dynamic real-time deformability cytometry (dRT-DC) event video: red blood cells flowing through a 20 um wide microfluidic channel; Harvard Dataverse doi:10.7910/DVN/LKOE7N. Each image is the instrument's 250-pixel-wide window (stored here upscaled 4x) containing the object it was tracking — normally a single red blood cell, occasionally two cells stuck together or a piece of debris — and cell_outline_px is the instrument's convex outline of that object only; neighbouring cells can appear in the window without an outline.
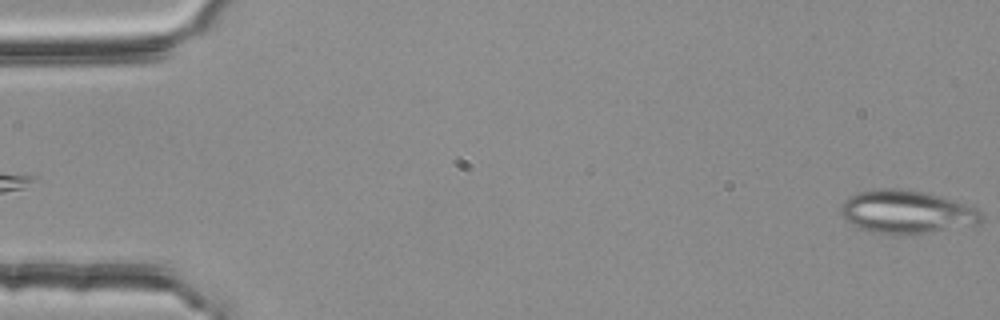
{"species": "common noctule bat (a hibernating species)", "species_latin": "Nyctalus noctula", "temperature_condition": "room temperature", "stored_images_in_passage": 4, "segment_of_instrument_passage": [2, 2], "camera_frame_rate_fps": 3000, "um_per_image_px": 0.085, "animal": {"sex": "female", "body_mass_g": 25.1}, "frame": {"image": 1, "passage_image": 4, "time_ms": 1.0, "image_size_px": [1000, 320], "cell_outline_px": [[984, 220], [976, 224], [904, 236], [872, 232], [860, 228], [852, 224], [840, 212], [840, 208], [844, 200], [848, 196], [856, 192], [872, 188], [900, 188], [924, 192], [940, 196], [976, 208], [984, 216]], "centroid_in_image_um": [77.02, 18.0], "position_along_channel_um": 8.0, "area_um2": 35.49}}